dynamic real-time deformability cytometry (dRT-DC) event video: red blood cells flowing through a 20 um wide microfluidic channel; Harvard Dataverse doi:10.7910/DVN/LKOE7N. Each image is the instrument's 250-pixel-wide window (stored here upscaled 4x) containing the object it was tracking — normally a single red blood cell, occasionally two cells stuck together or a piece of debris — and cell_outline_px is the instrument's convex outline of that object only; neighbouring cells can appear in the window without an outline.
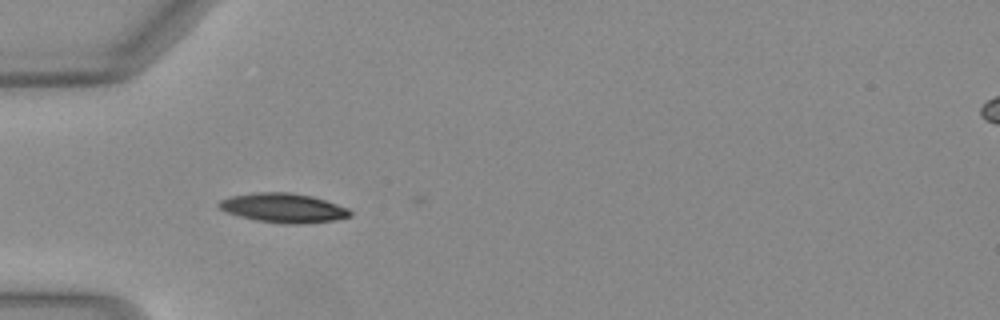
{"species": "Egyptian fruit bat (a non-hibernating species)", "species_latin": "Rousettus aegyptiacus", "temperature_condition": "warm", "stored_images_in_passage": 35, "camera_frame_rate_fps": 3000, "um_per_image_px": 0.085, "animal": {"sex": "female"}, "frame": {"image": 1, "passage_image": 1, "time_ms": 0.0, "image_size_px": [1000, 320], "cell_outline_px": [[352, 216], [332, 220], [256, 220], [240, 216], [228, 212], [220, 208], [216, 204], [220, 200], [232, 196], [252, 192], [292, 192], [312, 196], [348, 208], [352, 212]], "centroid_in_image_um": [24.03, 17.59], "position_along_channel_um": 61.0, "area_um2": 20.98}}
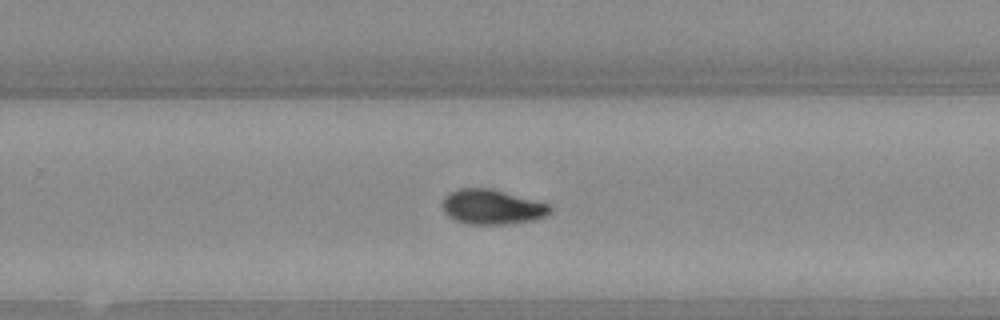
{"frame": {"image": 2, "passage_image": 18, "time_ms": 5.667, "image_size_px": [1000, 320], "cell_outline_px": [[552, 212], [536, 220], [508, 224], [468, 224], [456, 220], [448, 216], [444, 212], [444, 196], [448, 192], [460, 188], [492, 188], [548, 204], [552, 208]], "centroid_in_image_um": [41.83, 17.59], "position_along_channel_um": 288.0, "area_um2": 21.85}}
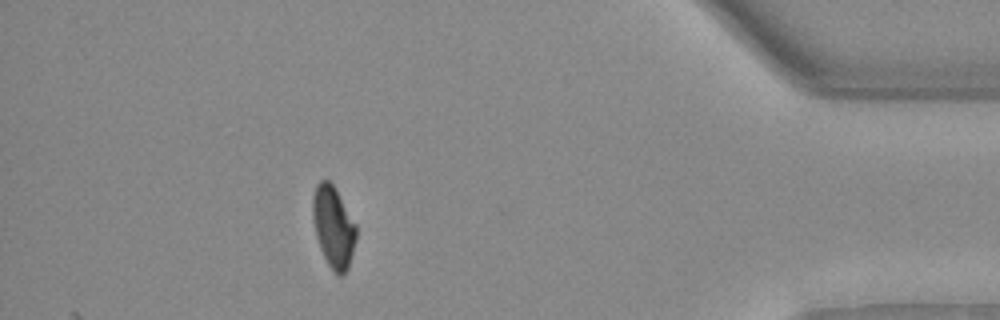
{"frame": {"image": 3, "passage_image": 30, "time_ms": 9.667, "image_size_px": [1000, 320], "cell_outline_px": [[356, 240], [348, 268], [340, 276], [336, 276], [328, 264], [320, 248], [316, 236], [312, 216], [312, 196], [316, 184], [320, 180], [328, 180], [332, 184], [356, 224]], "centroid_in_image_um": [28.32, 19.29], "position_along_channel_um": 406.9, "area_um2": 20.52}, "authors_computed_cell_mechanics": {"area_um2": 21.6172, "velocity_mm_per_s": 4.0933, "shape_relaxation_time_tau1_ms": 4.6817, "shape_relaxation_time_tau2_ms": 3.502, "deformation_change_tau1": 0.1748, "deformation_change_tau2": 0.0584}}